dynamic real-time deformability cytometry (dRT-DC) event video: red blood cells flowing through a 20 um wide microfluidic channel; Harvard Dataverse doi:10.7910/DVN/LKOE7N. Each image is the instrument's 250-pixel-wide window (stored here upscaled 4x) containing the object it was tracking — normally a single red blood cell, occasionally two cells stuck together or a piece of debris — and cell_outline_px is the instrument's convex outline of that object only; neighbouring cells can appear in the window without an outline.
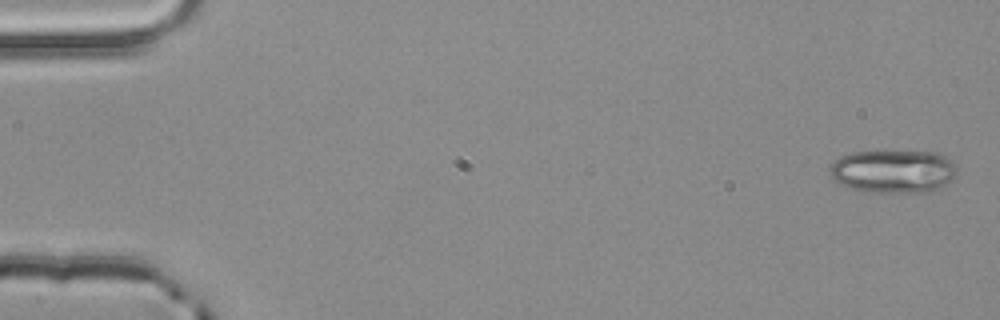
{"species": "common noctule bat (a hibernating species)", "species_latin": "Nyctalus noctula", "temperature_condition": "room temperature", "stored_images_in_passage": 4, "camera_frame_rate_fps": 3000, "um_per_image_px": 0.085, "animal": {"sex": "male", "body_mass_g": 20.4}, "frame": {"image": 1, "passage_image": 1, "time_ms": 0.0, "image_size_px": [1000, 320], "cell_outline_px": [[956, 168], [952, 180], [940, 188], [928, 192], [872, 192], [852, 188], [840, 184], [832, 180], [828, 172], [828, 168], [840, 156], [852, 152], [940, 152], [952, 160], [956, 164]], "centroid_in_image_um": [75.92, 14.56], "position_along_channel_um": 9.1, "area_um2": 32.08}}